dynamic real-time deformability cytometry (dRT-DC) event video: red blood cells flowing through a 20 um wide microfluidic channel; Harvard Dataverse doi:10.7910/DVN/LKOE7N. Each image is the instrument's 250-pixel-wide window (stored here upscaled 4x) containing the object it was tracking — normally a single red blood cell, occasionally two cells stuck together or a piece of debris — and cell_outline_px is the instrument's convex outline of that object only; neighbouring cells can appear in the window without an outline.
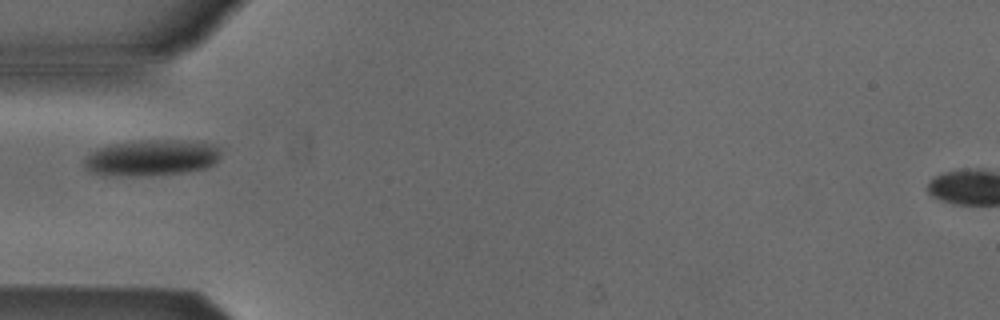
{"species": "Egyptian fruit bat (a non-hibernating species)", "species_latin": "Rousettus aegyptiacus", "temperature_condition": "cold", "stored_images_in_passage": 4, "camera_frame_rate_fps": 3000, "um_per_image_px": 0.085, "animal": {"sex": "male"}, "frame": {"image": 1, "passage_image": 4, "time_ms": 4.333, "image_size_px": [1000, 320], "cell_outline_px": [[220, 156], [216, 164], [208, 168], [188, 172], [152, 176], [116, 176], [92, 172], [84, 168], [84, 160], [92, 152], [108, 144], [144, 140], [204, 140], [216, 144], [220, 148]], "centroid_in_image_um": [12.99, 13.41], "position_along_channel_um": 72.0, "area_um2": 29.54}}